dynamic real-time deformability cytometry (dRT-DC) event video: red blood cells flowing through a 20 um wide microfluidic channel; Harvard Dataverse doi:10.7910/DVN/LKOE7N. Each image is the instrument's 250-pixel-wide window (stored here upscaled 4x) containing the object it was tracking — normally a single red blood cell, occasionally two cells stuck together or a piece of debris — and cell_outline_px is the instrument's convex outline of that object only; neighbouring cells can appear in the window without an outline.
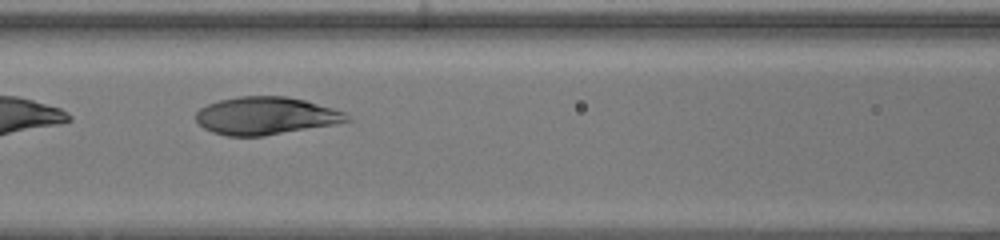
{"species": "human", "species_latin": "Homo sapiens", "temperature_condition": "warm", "stored_images_in_passage": 20, "camera_frame_rate_fps": 3000, "um_per_image_px": 0.085, "donor": {"sex": "female"}, "frame": {"image": 1, "passage_image": 17, "time_ms": 5.333, "image_size_px": [1000, 240], "cell_outline_px": [[352, 120], [336, 124], [264, 136], [228, 136], [212, 132], [204, 128], [196, 120], [196, 112], [200, 108], [208, 104], [220, 100], [240, 96], [288, 96], [304, 100], [332, 108], [344, 112]], "centroid_in_image_um": [22.59, 9.85], "position_along_channel_um": 144.0, "area_um2": 33.06}}
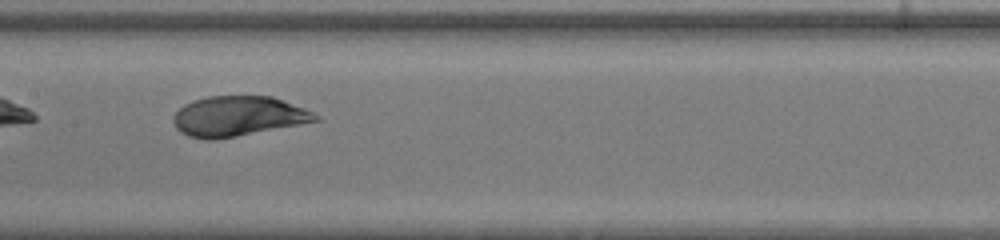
{"frame": {"image": 2, "passage_image": 20, "time_ms": 6.333, "image_size_px": [1000, 240], "cell_outline_px": [[320, 120], [300, 124], [236, 136], [212, 140], [204, 140], [188, 136], [180, 132], [176, 128], [172, 120], [172, 116], [184, 104], [192, 100], [208, 96], [272, 96], [304, 108], [320, 116]], "centroid_in_image_um": [20.19, 9.88], "position_along_channel_um": 187.2, "area_um2": 33.12}}